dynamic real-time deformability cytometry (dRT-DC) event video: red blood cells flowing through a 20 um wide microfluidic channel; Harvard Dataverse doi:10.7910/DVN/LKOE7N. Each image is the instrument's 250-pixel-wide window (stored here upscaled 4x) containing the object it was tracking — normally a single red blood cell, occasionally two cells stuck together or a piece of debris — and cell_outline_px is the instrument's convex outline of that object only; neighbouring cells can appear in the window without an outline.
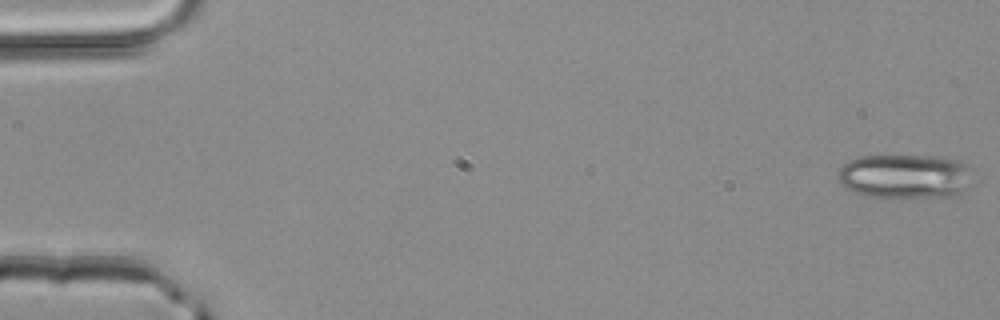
{"species": "common noctule bat (a hibernating species)", "species_latin": "Nyctalus noctula", "temperature_condition": "room temperature", "stored_images_in_passage": 4, "camera_frame_rate_fps": 3000, "um_per_image_px": 0.085, "animal": {"sex": "male", "body_mass_g": 20.4}, "frame": {"image": 1, "passage_image": 1, "time_ms": 0.0, "image_size_px": [1000, 320], "cell_outline_px": [[968, 164], [960, 192], [952, 196], [868, 196], [852, 192], [844, 188], [840, 184], [840, 168], [848, 160], [860, 156], [936, 156], [960, 160]], "centroid_in_image_um": [76.78, 14.95], "position_along_channel_um": 8.2, "area_um2": 33.64}}